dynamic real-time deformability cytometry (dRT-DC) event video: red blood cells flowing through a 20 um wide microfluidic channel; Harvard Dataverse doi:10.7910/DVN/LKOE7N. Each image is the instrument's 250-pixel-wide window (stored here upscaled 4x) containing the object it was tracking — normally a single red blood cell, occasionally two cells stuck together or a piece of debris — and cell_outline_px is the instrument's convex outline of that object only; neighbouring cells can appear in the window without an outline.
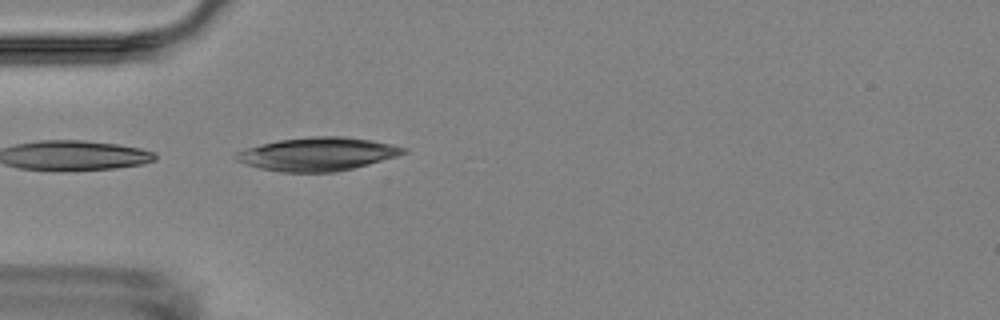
{"species": "Egyptian fruit bat (a non-hibernating species)", "species_latin": "Rousettus aegyptiacus", "temperature_condition": "room temperature", "stored_images_in_passage": 5, "camera_frame_rate_fps": 3000, "um_per_image_px": 0.085, "animal": {"sex": "female"}, "frame": {"image": 1, "passage_image": 5, "time_ms": 4.667, "image_size_px": [1000, 320], "cell_outline_px": [[408, 152], [396, 156], [368, 164], [352, 168], [332, 172], [280, 172], [260, 168], [244, 164], [236, 160], [232, 156], [236, 152], [260, 144], [280, 140], [312, 136], [344, 136], [372, 140], [392, 144], [408, 148]], "centroid_in_image_um": [26.98, 13.09], "position_along_channel_um": 58.0, "area_um2": 32.48}}